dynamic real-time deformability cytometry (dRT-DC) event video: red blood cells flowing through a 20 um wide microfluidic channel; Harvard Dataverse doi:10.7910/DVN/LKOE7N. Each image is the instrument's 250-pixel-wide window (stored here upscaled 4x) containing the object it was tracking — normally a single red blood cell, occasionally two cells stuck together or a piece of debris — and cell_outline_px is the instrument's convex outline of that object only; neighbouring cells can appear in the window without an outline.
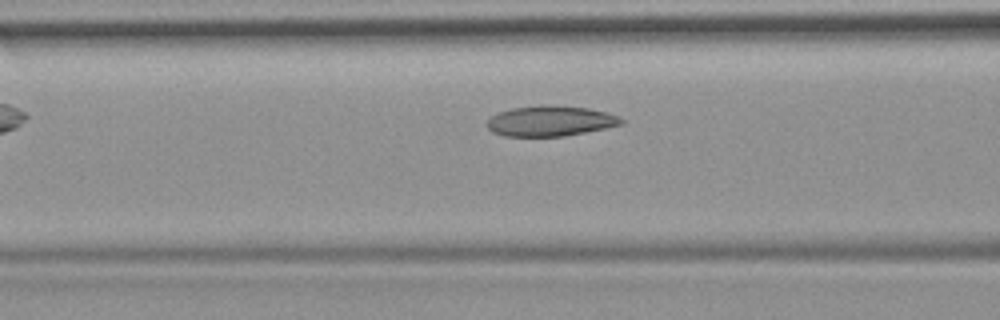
{"species": "common noctule bat (a hibernating species)", "species_latin": "Nyctalus noctula", "temperature_condition": "room temperature", "stored_images_in_passage": 8, "camera_frame_rate_fps": 3000, "um_per_image_px": 0.085, "animal": {"sex": "female", "body_mass_g": 19.9}, "frame": {"image": 1, "passage_image": 8, "time_ms": 8.0, "image_size_px": [1000, 320], "cell_outline_px": [[624, 124], [564, 136], [504, 136], [492, 132], [488, 128], [488, 120], [492, 116], [500, 112], [512, 108], [540, 104], [548, 104], [588, 108], [620, 116], [624, 120]], "centroid_in_image_um": [46.79, 10.27], "position_along_channel_um": 119.8, "area_um2": 23.76}}